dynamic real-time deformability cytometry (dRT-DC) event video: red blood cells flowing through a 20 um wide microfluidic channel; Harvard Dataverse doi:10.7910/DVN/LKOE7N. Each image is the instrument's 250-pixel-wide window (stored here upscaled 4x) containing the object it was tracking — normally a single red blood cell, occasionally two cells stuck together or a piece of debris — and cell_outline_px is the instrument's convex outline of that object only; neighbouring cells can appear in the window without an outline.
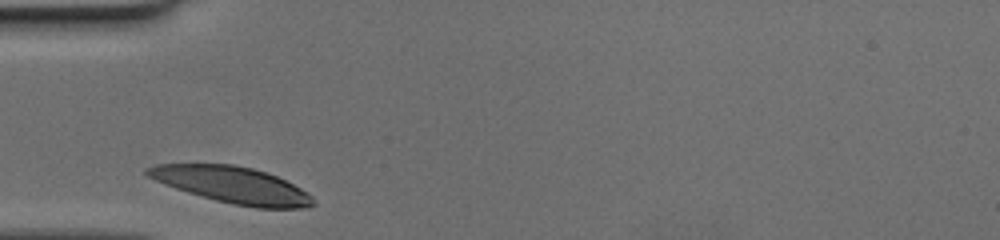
{"species": "human", "species_latin": "Homo sapiens", "temperature_condition": "cold", "stored_images_in_passage": 25, "camera_frame_rate_fps": 3000, "um_per_image_px": 0.085, "donor": {"sex": "female"}, "frame": {"image": 1, "passage_image": 1, "time_ms": 0.0, "image_size_px": [1000, 240], "cell_outline_px": [[316, 204], [308, 208], [256, 208], [232, 204], [216, 200], [188, 192], [164, 184], [148, 176], [144, 172], [144, 168], [156, 164], [232, 164], [252, 168], [276, 176], [308, 192], [312, 196]], "centroid_in_image_um": [19.75, 15.72], "position_along_channel_um": 65.2, "area_um2": 35.03}}
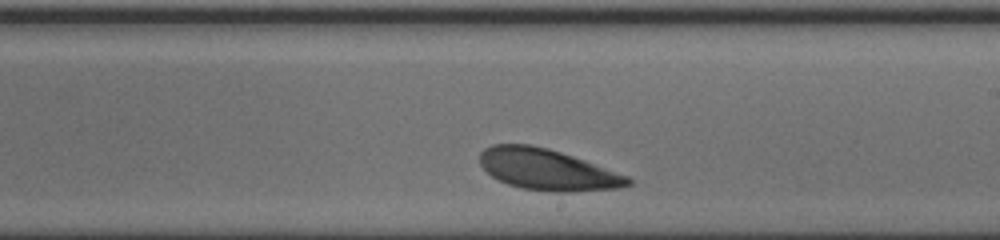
{"frame": {"image": 2, "passage_image": 15, "time_ms": 4.667, "image_size_px": [1000, 240], "cell_outline_px": [[632, 184], [620, 188], [572, 192], [552, 192], [520, 188], [508, 184], [492, 176], [480, 164], [480, 152], [484, 148], [492, 144], [532, 144], [548, 148], [584, 160], [628, 176], [632, 180]], "centroid_in_image_um": [46.52, 14.42], "position_along_channel_um": 242.5, "area_um2": 35.49}}
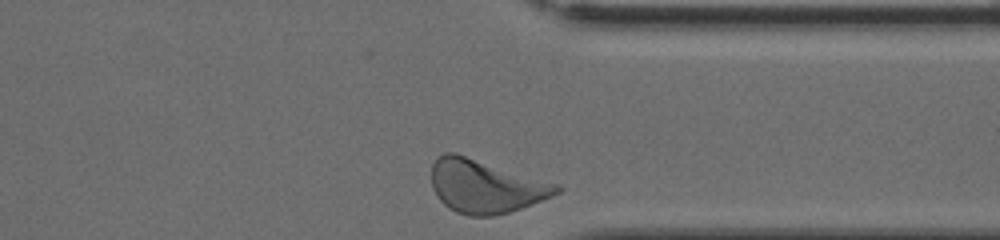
{"frame": {"image": 3, "passage_image": 25, "time_ms": 8.0, "image_size_px": [1000, 240], "cell_outline_px": [[564, 188], [560, 192], [552, 196], [520, 208], [508, 212], [492, 216], [468, 216], [456, 212], [448, 208], [440, 200], [432, 188], [432, 164], [436, 156], [444, 152], [456, 152], [556, 184]], "centroid_in_image_um": [41.21, 15.82], "position_along_channel_um": 370.2, "area_um2": 38.67}}